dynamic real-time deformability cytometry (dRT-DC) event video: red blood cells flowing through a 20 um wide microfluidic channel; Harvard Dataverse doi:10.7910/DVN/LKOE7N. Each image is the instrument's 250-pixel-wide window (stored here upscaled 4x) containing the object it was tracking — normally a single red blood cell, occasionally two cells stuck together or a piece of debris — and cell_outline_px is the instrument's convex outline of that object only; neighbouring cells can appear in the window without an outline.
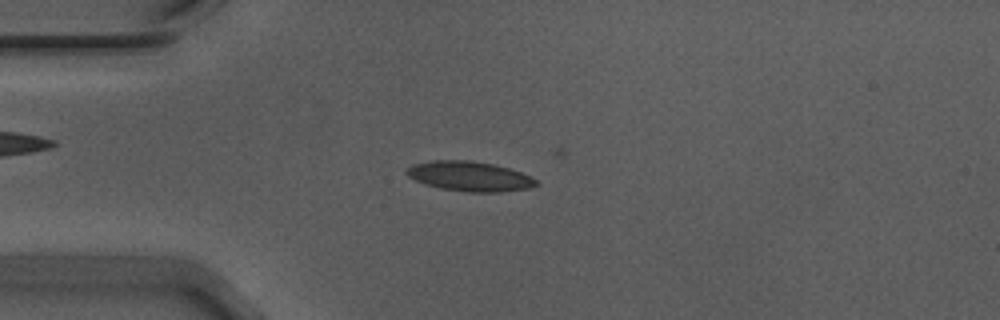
{"species": "Egyptian fruit bat (a non-hibernating species)", "species_latin": "Rousettus aegyptiacus", "temperature_condition": "warm", "stored_images_in_passage": 21, "camera_frame_rate_fps": 3000, "um_per_image_px": 0.085, "animal": {"sex": "male"}, "frame": {"image": 1, "passage_image": 15, "time_ms": 4.667, "image_size_px": [1000, 320], "cell_outline_px": [[540, 184], [528, 188], [500, 192], [468, 192], [440, 188], [424, 184], [408, 176], [404, 172], [412, 164], [432, 160], [468, 160], [492, 164], [508, 168], [520, 172], [536, 180]], "centroid_in_image_um": [39.88, 14.98], "position_along_channel_um": 45.1, "area_um2": 22.37}}
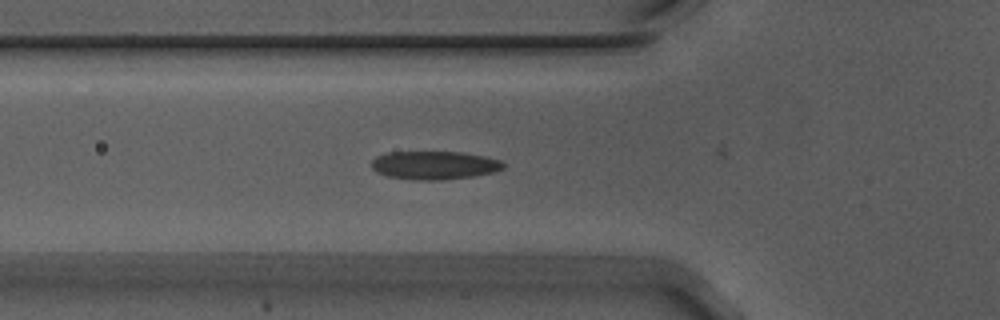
{"frame": {"image": 2, "passage_image": 20, "time_ms": 6.333, "image_size_px": [1000, 320], "cell_outline_px": [[504, 168], [492, 172], [476, 176], [444, 180], [412, 180], [388, 176], [376, 172], [372, 168], [372, 160], [376, 156], [388, 152], [460, 152], [484, 156], [500, 160], [504, 164]], "centroid_in_image_um": [36.9, 14.05], "position_along_channel_um": 88.9, "area_um2": 21.85}}